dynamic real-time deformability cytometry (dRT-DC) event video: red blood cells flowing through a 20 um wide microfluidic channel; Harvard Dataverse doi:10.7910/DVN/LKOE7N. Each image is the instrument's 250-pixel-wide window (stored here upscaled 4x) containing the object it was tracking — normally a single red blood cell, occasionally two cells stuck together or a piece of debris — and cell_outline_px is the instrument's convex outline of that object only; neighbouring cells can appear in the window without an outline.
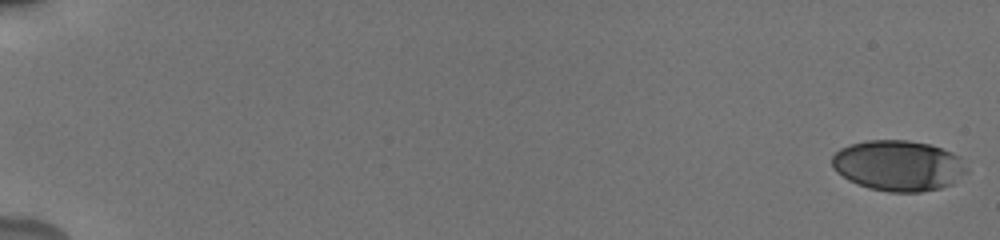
{"species": "human", "species_latin": "Homo sapiens", "temperature_condition": "cold", "stored_images_in_passage": 56, "camera_frame_rate_fps": 3000, "um_per_image_px": 0.085, "donor": {"sex": "male"}, "frame": {"image": 1, "passage_image": 1, "time_ms": 0.0, "image_size_px": [1000, 240], "cell_outline_px": [[968, 172], [952, 184], [940, 188], [920, 192], [888, 192], [868, 188], [848, 180], [836, 172], [832, 168], [832, 156], [840, 148], [848, 144], [864, 140], [908, 140], [928, 144], [952, 152], [960, 156], [968, 168]], "centroid_in_image_um": [76.35, 14.07], "position_along_channel_um": 8.6, "area_um2": 40.17}}
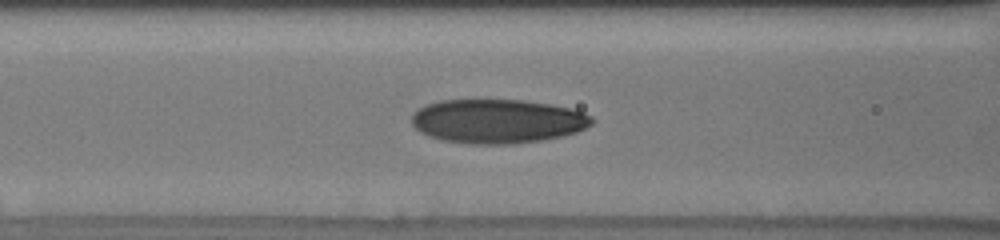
{"frame": {"image": 2, "passage_image": 26, "time_ms": 8.333, "image_size_px": [1000, 240], "cell_outline_px": [[592, 124], [576, 132], [544, 140], [512, 144], [468, 144], [444, 140], [428, 136], [420, 132], [412, 124], [412, 112], [424, 104], [440, 100], [524, 100], [548, 104], [568, 108], [584, 112], [592, 116]], "centroid_in_image_um": [42.24, 10.3], "position_along_channel_um": 124.4, "area_um2": 46.41}}
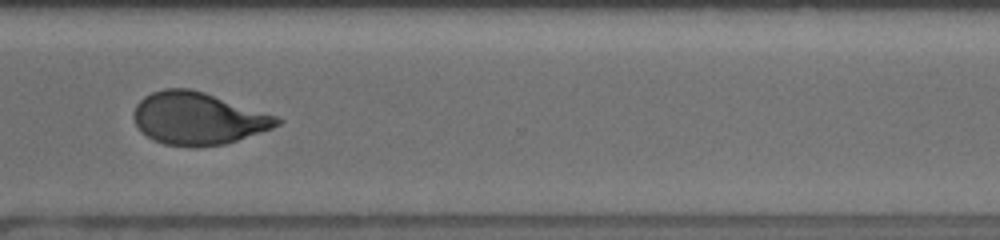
{"frame": {"image": 3, "passage_image": 44, "time_ms": 14.333, "image_size_px": [1000, 240], "cell_outline_px": [[284, 120], [280, 124], [272, 128], [224, 144], [192, 148], [164, 144], [152, 140], [136, 124], [136, 104], [144, 96], [152, 92], [164, 88], [188, 88], [204, 92], [276, 116]], "centroid_in_image_um": [16.83, 10.07], "position_along_channel_um": 353.8, "area_um2": 43.23}, "authors_computed_cell_mechanics": {"area_um2": 43.1188, "velocity_mm_per_s": 3.8322, "shape_relaxation_time_tau1_ms": 4.7079, "shape_relaxation_time_tau2_ms": 1.4734, "deformation_change_tau1": 0.1856, "deformation_change_tau2": 0.0801}}